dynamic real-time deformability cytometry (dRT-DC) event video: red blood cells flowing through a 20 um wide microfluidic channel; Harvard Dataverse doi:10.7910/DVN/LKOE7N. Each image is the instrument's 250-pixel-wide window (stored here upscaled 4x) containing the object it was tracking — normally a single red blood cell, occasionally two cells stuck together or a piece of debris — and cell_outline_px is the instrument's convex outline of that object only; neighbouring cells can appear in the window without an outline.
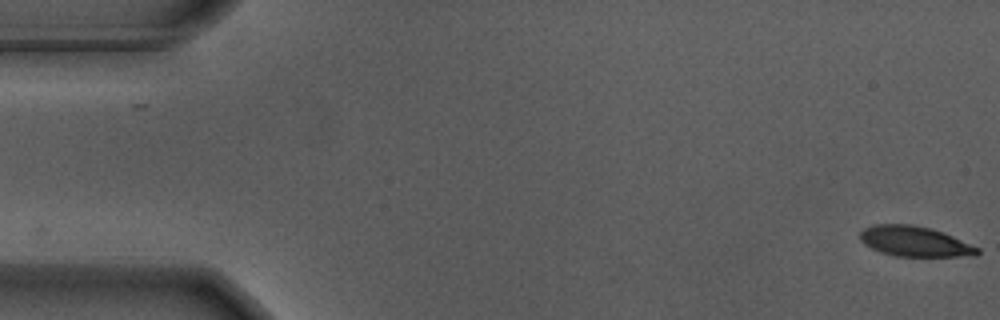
{"species": "Egyptian fruit bat (a non-hibernating species)", "species_latin": "Rousettus aegyptiacus", "temperature_condition": "warm", "stored_images_in_passage": 57, "camera_frame_rate_fps": 3000, "um_per_image_px": 0.085, "animal": {"sex": "male"}, "frame": {"image": 1, "passage_image": 1, "time_ms": 0.0, "image_size_px": [1000, 320], "cell_outline_px": [[980, 252], [976, 256], [896, 256], [880, 252], [864, 244], [860, 240], [860, 232], [864, 228], [872, 224], [912, 224], [928, 228], [952, 236], [980, 248]], "centroid_in_image_um": [77.73, 20.52], "position_along_channel_um": 7.3, "area_um2": 20.58}}
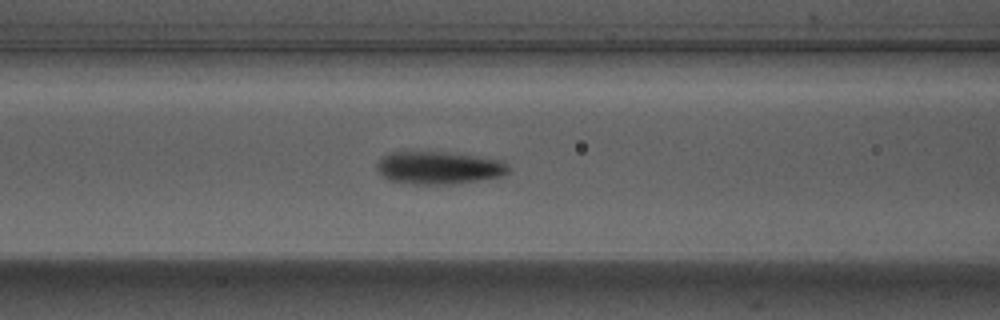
{"frame": {"image": 2, "passage_image": 23, "time_ms": 7.333, "image_size_px": [1000, 320], "cell_outline_px": [[508, 172], [500, 176], [452, 184], [412, 184], [388, 180], [376, 168], [376, 164], [384, 156], [392, 152], [452, 152], [500, 160], [508, 168]], "centroid_in_image_um": [37.26, 14.26], "position_along_channel_um": 129.3, "area_um2": 24.68}}
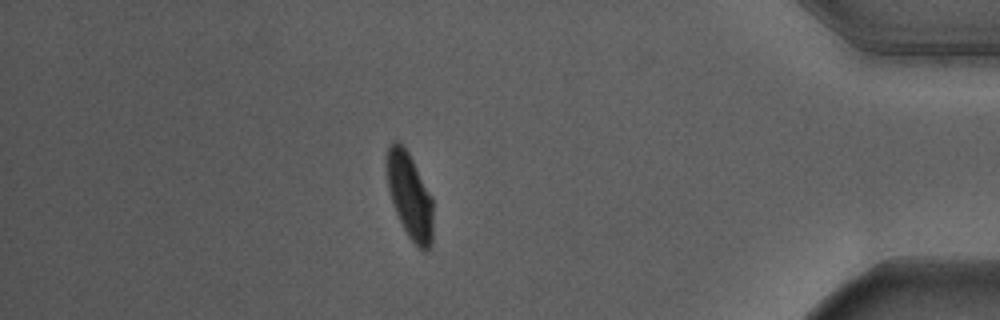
{"frame": {"image": 3, "passage_image": 49, "time_ms": 16.0, "image_size_px": [1000, 320], "cell_outline_px": [[432, 244], [428, 252], [424, 252], [416, 248], [408, 236], [396, 212], [388, 188], [388, 148], [392, 140], [400, 140], [404, 144], [432, 196]], "centroid_in_image_um": [34.86, 16.68], "position_along_channel_um": 400.3, "area_um2": 23.12}, "authors_computed_cell_mechanics": {"area_um2": 23.12, "velocity_mm_per_s": 3.6431, "shape_relaxation_time_tau1_ms": 3.0835, "shape_relaxation_time_tau2_ms": null, "deformation_change_tau1": 0.1728, "deformation_change_tau2": null}}